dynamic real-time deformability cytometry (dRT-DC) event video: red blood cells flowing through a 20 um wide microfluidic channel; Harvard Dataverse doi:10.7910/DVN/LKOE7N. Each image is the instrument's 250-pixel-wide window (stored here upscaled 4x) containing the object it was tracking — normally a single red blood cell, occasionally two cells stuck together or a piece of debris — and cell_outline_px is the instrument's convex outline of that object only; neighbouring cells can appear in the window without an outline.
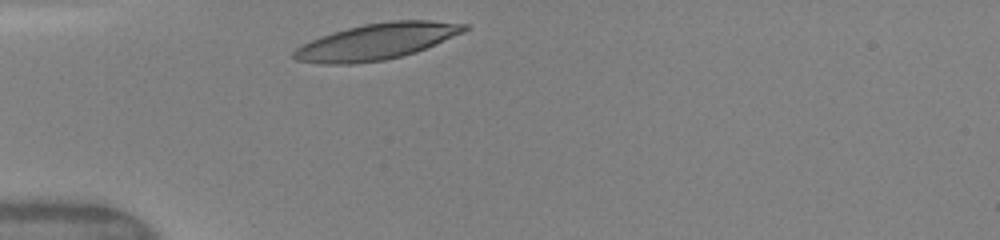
{"species": "human", "species_latin": "Homo sapiens", "temperature_condition": "warm", "stored_images_in_passage": 1, "camera_frame_rate_fps": 3000, "um_per_image_px": 0.085, "donor": {"sex": "female"}, "frame": {"image": 1, "passage_image": 1, "time_ms": 0.0, "image_size_px": [1000, 240], "cell_outline_px": [[472, 28], [464, 32], [436, 44], [416, 52], [384, 60], [356, 64], [320, 64], [296, 60], [292, 56], [292, 52], [296, 48], [320, 36], [332, 32], [364, 24], [392, 20], [432, 20], [468, 24]], "centroid_in_image_um": [32.04, 3.52], "position_along_channel_um": 53.0, "area_um2": 36.07}}